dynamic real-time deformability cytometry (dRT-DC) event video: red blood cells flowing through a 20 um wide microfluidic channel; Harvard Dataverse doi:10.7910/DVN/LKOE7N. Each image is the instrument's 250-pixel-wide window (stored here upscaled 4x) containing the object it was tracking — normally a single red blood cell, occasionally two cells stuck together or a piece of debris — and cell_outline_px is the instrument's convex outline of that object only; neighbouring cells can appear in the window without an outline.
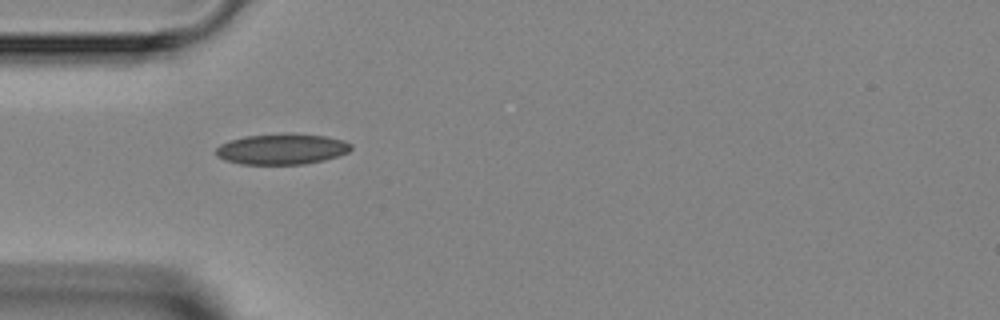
{"species": "Egyptian fruit bat (a non-hibernating species)", "species_latin": "Rousettus aegyptiacus", "temperature_condition": "room temperature", "stored_images_in_passage": 4, "camera_frame_rate_fps": 3000, "um_per_image_px": 0.085, "animal": {"sex": "female"}, "frame": {"image": 1, "passage_image": 1, "time_ms": 0.0, "image_size_px": [1000, 320], "cell_outline_px": [[352, 148], [348, 152], [324, 160], [304, 164], [240, 164], [224, 160], [216, 156], [216, 148], [220, 144], [244, 136], [324, 136], [344, 140], [352, 144]], "centroid_in_image_um": [23.93, 12.72], "position_along_channel_um": 61.1, "area_um2": 23.24}}
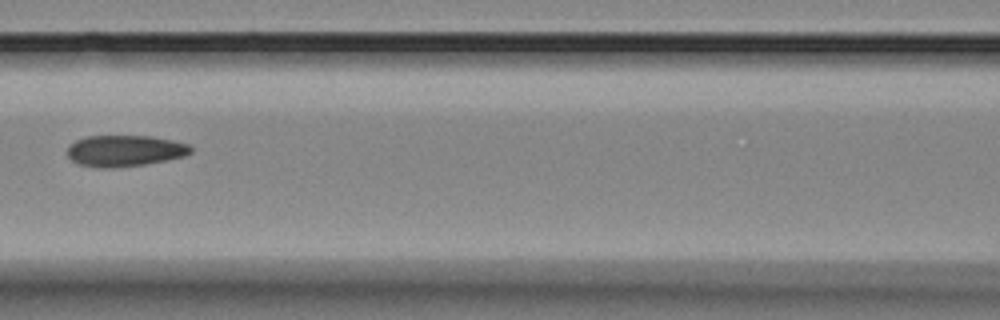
{"frame": {"image": 2, "passage_image": 3, "time_ms": 2.333, "image_size_px": [1000, 320], "cell_outline_px": [[192, 152], [184, 156], [144, 164], [116, 168], [104, 168], [80, 164], [72, 160], [68, 156], [68, 148], [76, 140], [88, 136], [152, 136], [172, 140], [188, 144], [192, 148]], "centroid_in_image_um": [10.62, 12.81], "position_along_channel_um": 156.0, "area_um2": 22.25}}
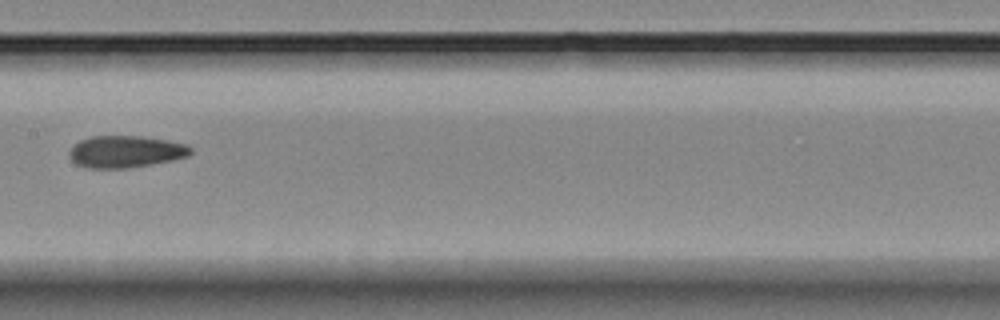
{"frame": {"image": 3, "passage_image": 4, "time_ms": 3.333, "image_size_px": [1000, 320], "cell_outline_px": [[192, 152], [188, 156], [172, 160], [128, 168], [88, 168], [76, 164], [68, 156], [68, 152], [80, 140], [92, 136], [140, 136], [168, 140], [188, 144], [192, 148]], "centroid_in_image_um": [10.69, 12.88], "position_along_channel_um": 196.7, "area_um2": 22.6}}